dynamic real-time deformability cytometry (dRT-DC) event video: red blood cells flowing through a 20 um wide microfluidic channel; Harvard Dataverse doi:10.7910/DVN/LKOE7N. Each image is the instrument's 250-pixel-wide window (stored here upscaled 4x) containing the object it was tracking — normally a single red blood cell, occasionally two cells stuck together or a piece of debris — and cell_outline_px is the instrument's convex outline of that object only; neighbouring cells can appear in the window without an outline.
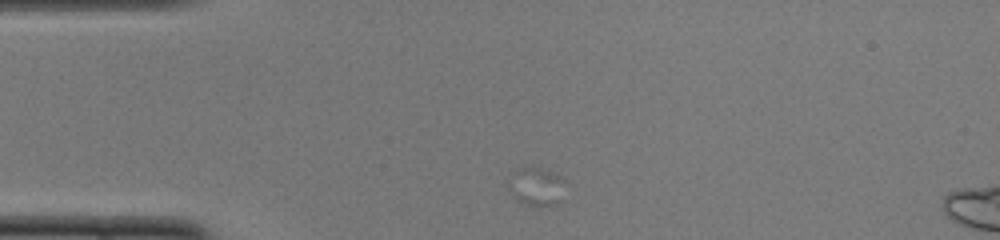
{"species": "common noctule bat (a hibernating species)", "species_latin": "Nyctalus noctula", "temperature_condition": "cold", "stored_images_in_passage": 9, "camera_frame_rate_fps": 3000, "um_per_image_px": 0.085, "animal": {"sex": "female", "body_mass_g": 22.0, "forearm_length_mm": 56.7}, "frame": {"image": 1, "passage_image": 1, "time_ms": 0.0, "image_size_px": [1000, 240], "cell_outline_px": [[564, 200], [540, 208], [524, 204], [516, 200], [512, 196], [508, 188], [508, 184], [516, 172], [524, 164], [564, 176]], "centroid_in_image_um": [45.63, 15.88], "position_along_channel_um": 39.4, "area_um2": 13.01}}
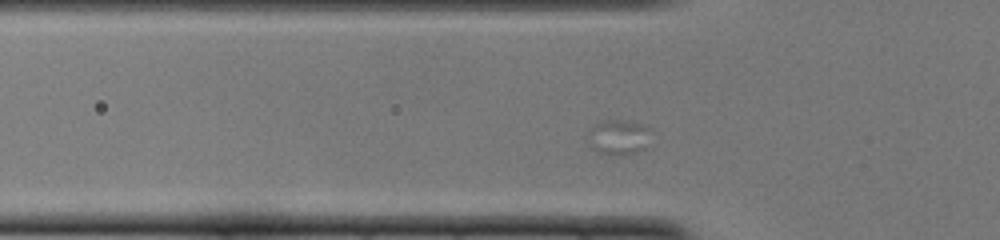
{"frame": {"image": 2, "passage_image": 6, "time_ms": 1.667, "image_size_px": [1000, 240], "cell_outline_px": [[648, 128], [644, 148], [636, 152], [596, 152], [592, 148], [592, 128], [596, 124], [608, 120], [620, 120], [640, 124]], "centroid_in_image_um": [52.58, 11.62], "position_along_channel_um": 73.2, "area_um2": 11.39}}